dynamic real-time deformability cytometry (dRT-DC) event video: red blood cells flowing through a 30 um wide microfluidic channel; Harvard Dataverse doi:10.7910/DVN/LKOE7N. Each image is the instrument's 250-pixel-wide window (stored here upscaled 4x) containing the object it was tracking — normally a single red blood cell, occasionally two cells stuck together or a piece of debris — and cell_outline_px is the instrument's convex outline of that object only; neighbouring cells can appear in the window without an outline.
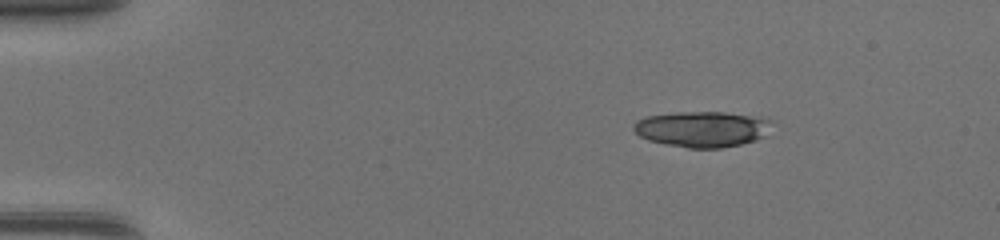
{"species": "common noctule bat (a hibernating species)", "species_latin": "Nyctalus noctula", "temperature_condition": "warm", "stored_images_in_passage": 41, "segment_of_instrument_passage": [1, 2], "camera_frame_rate_fps": 3000, "um_per_image_px": 0.085, "animal": {"sex": "female", "body_mass_g": 17.0, "forearm_length_mm": 48.0}, "frame": {"image": 1, "passage_image": 1, "time_ms": 0.0, "image_size_px": [1000, 240], "cell_outline_px": [[772, 120], [768, 136], [756, 140], [740, 144], [720, 148], [688, 148], [648, 140], [640, 136], [632, 128], [632, 124], [636, 120], [648, 116], [676, 112], [724, 112], [768, 116]], "centroid_in_image_um": [59.77, 10.95], "position_along_channel_um": 25.2, "area_um2": 29.3}}
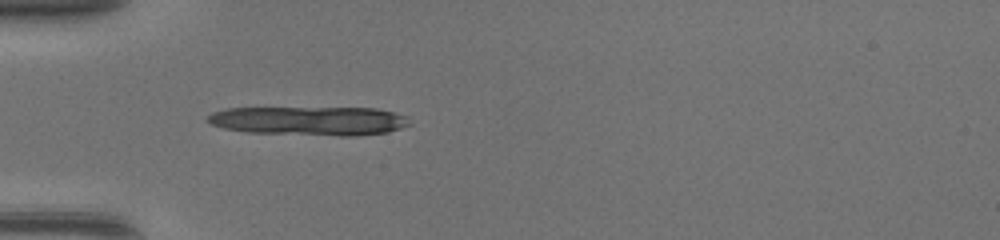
{"frame": {"image": 2, "passage_image": 9, "time_ms": 2.667, "image_size_px": [1000, 240], "cell_outline_px": [[412, 124], [388, 132], [352, 136], [340, 136], [248, 132], [224, 128], [212, 124], [204, 120], [212, 112], [228, 108], [376, 108], [408, 116]], "centroid_in_image_um": [26.33, 10.27], "position_along_channel_um": 58.7, "area_um2": 34.16}}